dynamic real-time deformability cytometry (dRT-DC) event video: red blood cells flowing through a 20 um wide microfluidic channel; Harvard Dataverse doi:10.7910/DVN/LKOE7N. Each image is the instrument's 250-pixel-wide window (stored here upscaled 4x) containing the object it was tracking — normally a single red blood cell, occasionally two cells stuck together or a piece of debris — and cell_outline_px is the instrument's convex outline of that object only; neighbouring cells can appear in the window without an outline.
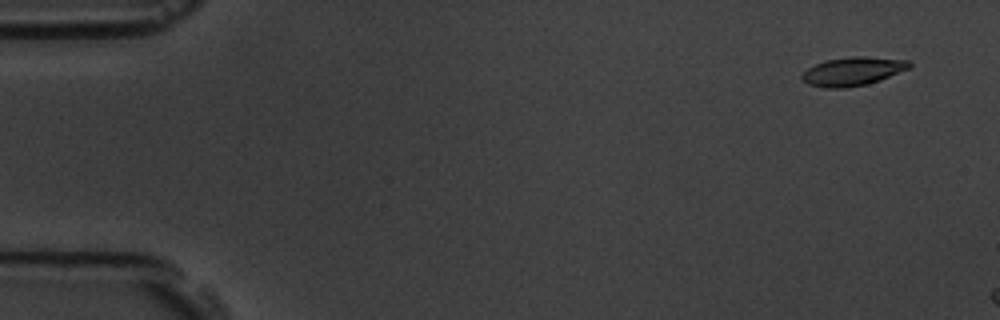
{"species": "common noctule bat (a hibernating species)", "species_latin": "Nyctalus noctula", "temperature_condition": "room temperature", "stored_images_in_passage": 3, "camera_frame_rate_fps": 3000, "um_per_image_px": 0.085, "animal": {"sex": "male", "body_mass_g": 19.5, "forearm_length_mm": 54.6}, "frame": {"image": 1, "passage_image": 2, "time_ms": 1.0, "image_size_px": [1000, 320], "cell_outline_px": [[912, 68], [880, 80], [868, 84], [844, 88], [828, 88], [808, 84], [800, 76], [808, 68], [824, 60], [852, 56], [864, 56], [908, 60], [912, 64]], "centroid_in_image_um": [72.53, 6.06], "position_along_channel_um": 12.5, "area_um2": 17.98}}